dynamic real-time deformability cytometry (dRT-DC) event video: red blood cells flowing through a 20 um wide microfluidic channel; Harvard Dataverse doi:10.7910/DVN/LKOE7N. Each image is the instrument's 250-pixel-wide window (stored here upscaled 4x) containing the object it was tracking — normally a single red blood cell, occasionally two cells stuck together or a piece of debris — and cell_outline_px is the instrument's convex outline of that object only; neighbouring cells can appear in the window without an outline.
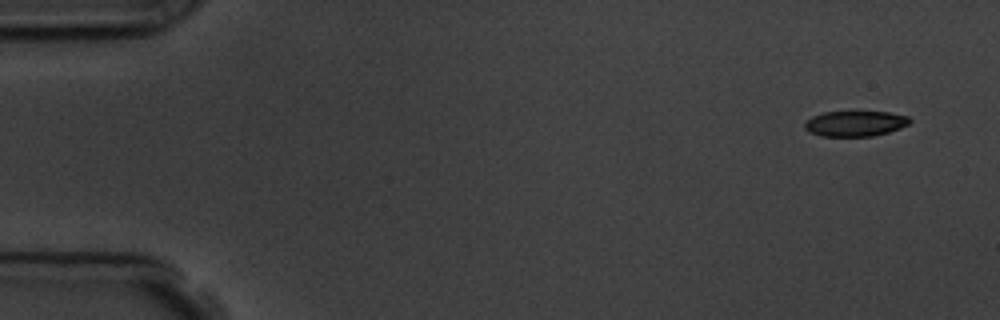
{"species": "common noctule bat (a hibernating species)", "species_latin": "Nyctalus noctula", "temperature_condition": "room temperature", "stored_images_in_passage": 5, "camera_frame_rate_fps": 3000, "um_per_image_px": 0.085, "animal": {"sex": "male", "body_mass_g": 19.5, "forearm_length_mm": 54.6}, "frame": {"image": 1, "passage_image": 1, "time_ms": 0.0, "image_size_px": [1000, 320], "cell_outline_px": [[912, 120], [908, 124], [900, 128], [888, 132], [872, 136], [820, 136], [808, 132], [804, 128], [804, 124], [812, 116], [824, 112], [888, 112], [908, 116]], "centroid_in_image_um": [72.68, 10.5], "position_along_channel_um": 12.3, "area_um2": 15.55}}
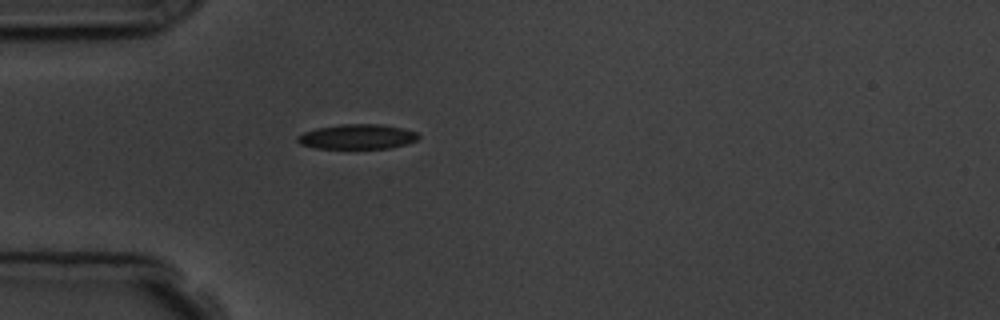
{"frame": {"image": 2, "passage_image": 5, "time_ms": 4.333, "image_size_px": [1000, 320], "cell_outline_px": [[420, 136], [416, 140], [392, 148], [316, 148], [300, 144], [296, 140], [296, 136], [304, 132], [316, 128], [344, 124], [380, 124], [400, 128], [416, 132]], "centroid_in_image_um": [30.33, 11.62], "position_along_channel_um": 54.7, "area_um2": 17.34}}